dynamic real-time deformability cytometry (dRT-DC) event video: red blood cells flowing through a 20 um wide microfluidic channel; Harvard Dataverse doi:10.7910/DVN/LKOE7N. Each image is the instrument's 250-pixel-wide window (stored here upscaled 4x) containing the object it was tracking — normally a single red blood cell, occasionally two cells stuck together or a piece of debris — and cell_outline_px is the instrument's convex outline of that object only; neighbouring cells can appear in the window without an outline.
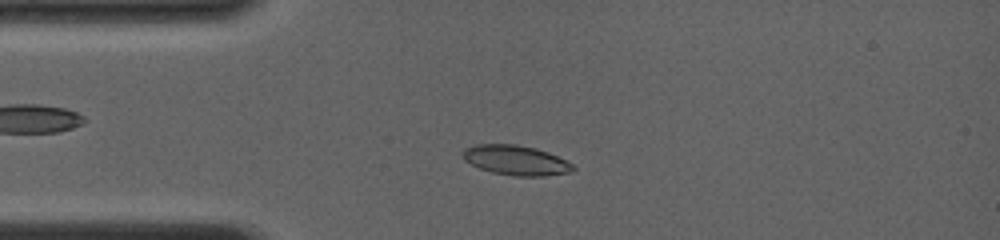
{"species": "common noctule bat (a hibernating species)", "species_latin": "Nyctalus noctula", "temperature_condition": "room temperature", "stored_images_in_passage": 36, "camera_frame_rate_fps": 4000, "um_per_image_px": 0.085, "animal": {"sex": "female", "body_mass_g": 19.0, "forearm_length_mm": 56.7}, "frame": {"image": 1, "passage_image": 22, "time_ms": 3.5, "image_size_px": [1000, 240], "cell_outline_px": [[576, 168], [572, 172], [544, 176], [512, 176], [492, 172], [480, 168], [464, 160], [460, 152], [464, 148], [476, 144], [516, 144], [536, 148], [548, 152], [572, 164]], "centroid_in_image_um": [43.82, 13.62], "position_along_channel_um": 41.2, "area_um2": 19.25}}
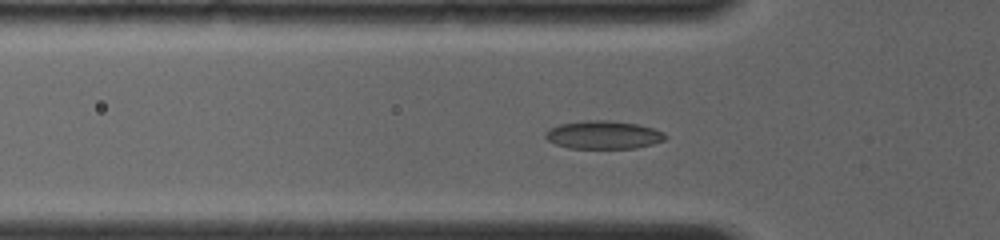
{"frame": {"image": 2, "passage_image": 30, "time_ms": 4.75, "image_size_px": [1000, 240], "cell_outline_px": [[668, 136], [664, 140], [652, 144], [636, 148], [568, 148], [556, 144], [548, 140], [544, 136], [544, 132], [548, 128], [560, 124], [584, 120], [608, 120], [636, 124], [652, 128], [664, 132]], "centroid_in_image_um": [51.26, 11.46], "position_along_channel_um": 74.5, "area_um2": 19.71}}
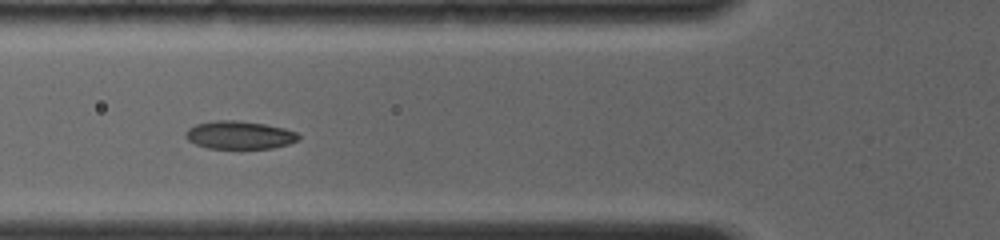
{"frame": {"image": 3, "passage_image": 35, "time_ms": 5.5, "image_size_px": [1000, 240], "cell_outline_px": [[300, 140], [288, 144], [272, 148], [208, 148], [196, 144], [188, 140], [184, 136], [184, 132], [188, 128], [196, 124], [216, 120], [236, 120], [264, 124], [284, 128], [296, 132], [300, 136]], "centroid_in_image_um": [20.34, 11.47], "position_along_channel_um": 105.5, "area_um2": 18.44}}